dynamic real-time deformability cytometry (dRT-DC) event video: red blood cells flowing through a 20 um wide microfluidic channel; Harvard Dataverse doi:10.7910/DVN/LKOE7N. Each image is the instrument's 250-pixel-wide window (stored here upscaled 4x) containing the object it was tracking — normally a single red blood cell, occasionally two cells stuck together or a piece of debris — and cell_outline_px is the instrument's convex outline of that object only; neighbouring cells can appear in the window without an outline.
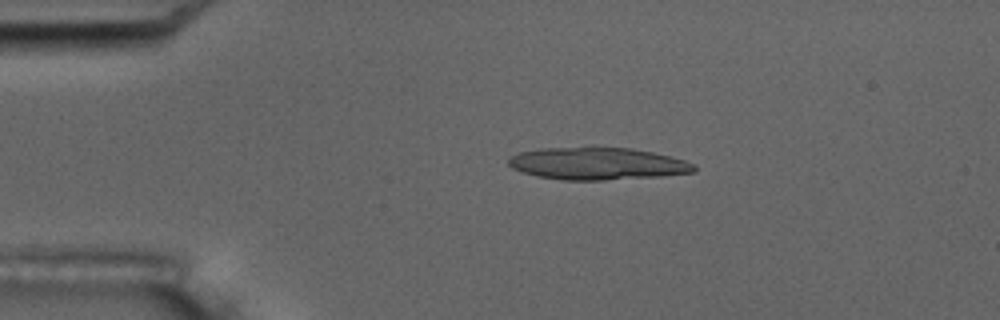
{"species": "common noctule bat (a hibernating species)", "species_latin": "Nyctalus noctula", "temperature_condition": "room temperature", "stored_images_in_passage": 12, "camera_frame_rate_fps": 3000, "um_per_image_px": 0.085, "animal": {"sex": "male", "body_mass_g": 17.5, "forearm_length_mm": 52.3}, "frame": {"image": 1, "passage_image": 3, "time_ms": 2.333, "image_size_px": [1000, 320], "cell_outline_px": [[696, 172], [660, 176], [604, 180], [564, 180], [536, 176], [512, 168], [508, 164], [508, 156], [520, 152], [540, 148], [632, 148], [652, 152], [684, 160], [696, 164]], "centroid_in_image_um": [50.78, 13.92], "position_along_channel_um": 34.2, "area_um2": 34.74}}